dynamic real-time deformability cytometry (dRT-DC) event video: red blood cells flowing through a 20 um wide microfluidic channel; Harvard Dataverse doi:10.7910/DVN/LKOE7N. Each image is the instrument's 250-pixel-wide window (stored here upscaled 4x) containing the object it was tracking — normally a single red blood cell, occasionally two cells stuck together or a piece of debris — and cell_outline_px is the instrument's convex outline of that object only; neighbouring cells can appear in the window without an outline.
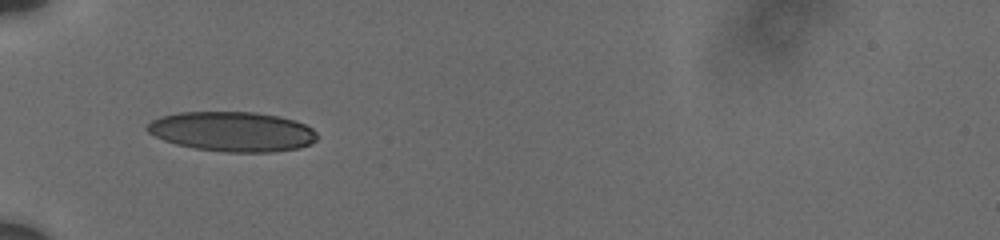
{"species": "human", "species_latin": "Homo sapiens", "temperature_condition": "cold", "stored_images_in_passage": 49, "camera_frame_rate_fps": 3000, "um_per_image_px": 0.085, "donor": {"sex": "male"}, "frame": {"image": 1, "passage_image": 1, "time_ms": 0.0, "image_size_px": [1000, 240], "cell_outline_px": [[316, 140], [300, 148], [272, 152], [224, 152], [196, 148], [176, 144], [164, 140], [148, 132], [144, 128], [152, 120], [160, 116], [180, 112], [256, 112], [280, 116], [296, 120], [312, 128], [316, 132]], "centroid_in_image_um": [19.75, 11.17], "position_along_channel_um": 65.2, "area_um2": 39.48}}
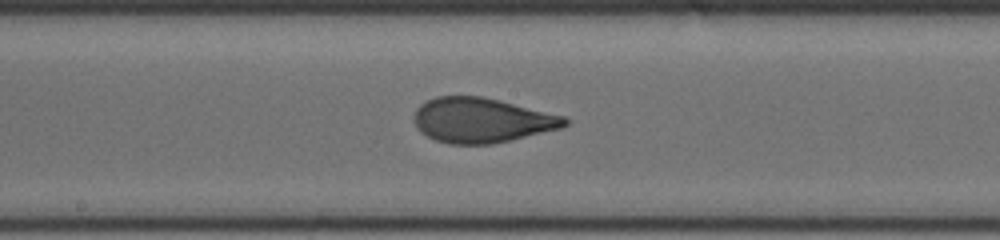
{"frame": {"image": 2, "passage_image": 22, "time_ms": 4.0, "image_size_px": [1000, 240], "cell_outline_px": [[568, 124], [560, 128], [492, 144], [448, 144], [436, 140], [420, 132], [416, 124], [416, 108], [420, 104], [436, 96], [480, 96], [500, 100], [564, 116], [568, 120]], "centroid_in_image_um": [40.93, 10.21], "position_along_channel_um": 207.3, "area_um2": 38.96}}
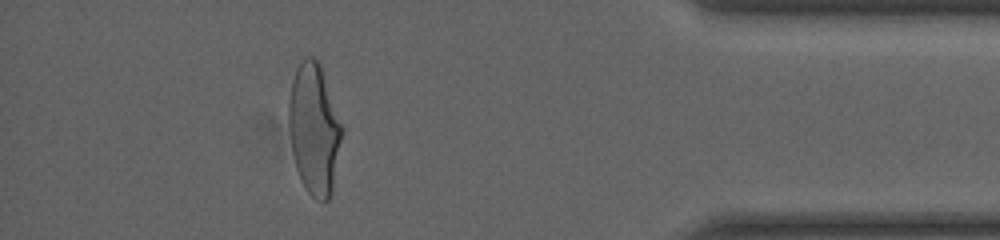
{"frame": {"image": 3, "passage_image": 43, "time_ms": 10.333, "image_size_px": [1000, 240], "cell_outline_px": [[344, 128], [332, 188], [328, 200], [324, 204], [316, 200], [308, 192], [296, 168], [292, 152], [288, 124], [288, 100], [292, 80], [296, 68], [304, 56], [312, 56], [320, 64]], "centroid_in_image_um": [26.7, 10.95], "position_along_channel_um": 408.5, "area_um2": 40.69}, "authors_computed_cell_mechanics": {"area_um2": 39.4774, "velocity_mm_per_s": 3.7234, "shape_relaxation_time_tau1_ms": 5.3342, "shape_relaxation_time_tau2_ms": 0.6941, "deformation_change_tau1": 0.1869, "deformation_change_tau2": 0.054}}